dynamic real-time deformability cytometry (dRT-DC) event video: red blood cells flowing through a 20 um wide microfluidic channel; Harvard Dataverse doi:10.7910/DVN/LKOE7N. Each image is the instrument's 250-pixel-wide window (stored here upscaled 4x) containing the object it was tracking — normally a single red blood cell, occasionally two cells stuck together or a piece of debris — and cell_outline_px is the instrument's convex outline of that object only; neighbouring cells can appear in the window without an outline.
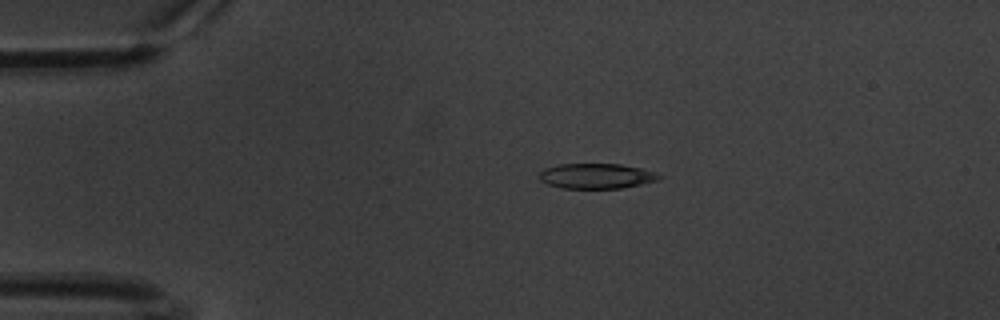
{"species": "common noctule bat (a hibernating species)", "species_latin": "Nyctalus noctula", "temperature_condition": "warm", "stored_images_in_passage": 59, "camera_frame_rate_fps": 3000, "um_per_image_px": 0.085, "animal": {"sex": "male", "body_mass_g": 20.1, "forearm_length_mm": 53.5}, "frame": {"image": 1, "passage_image": 12, "time_ms": 3.667, "image_size_px": [1000, 320], "cell_outline_px": [[664, 176], [656, 180], [624, 188], [560, 188], [548, 184], [540, 180], [540, 172], [544, 168], [560, 164], [620, 164], [640, 168], [656, 172]], "centroid_in_image_um": [50.7, 14.96], "position_along_channel_um": 34.3, "area_um2": 17.51}}
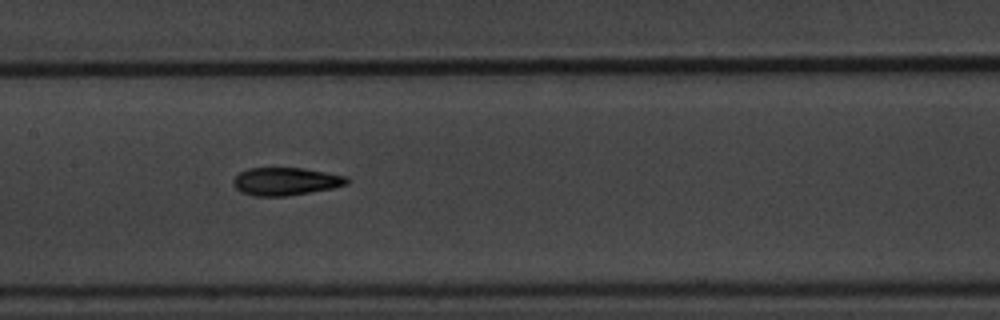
{"frame": {"image": 2, "passage_image": 29, "time_ms": 9.333, "image_size_px": [1000, 320], "cell_outline_px": [[348, 184], [332, 188], [284, 196], [252, 196], [240, 192], [232, 184], [232, 180], [240, 172], [248, 168], [304, 168], [348, 176]], "centroid_in_image_um": [24.26, 15.41], "position_along_channel_um": 183.1, "area_um2": 18.44}}
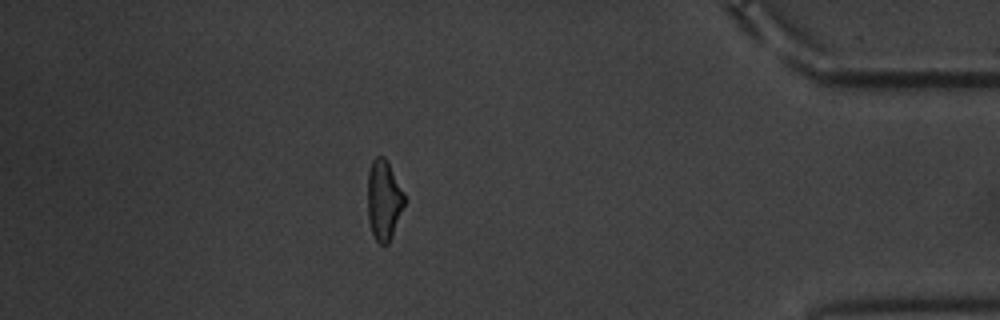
{"frame": {"image": 3, "passage_image": 52, "time_ms": 17.0, "image_size_px": [1000, 320], "cell_outline_px": [[404, 204], [392, 236], [388, 244], [380, 244], [372, 236], [368, 220], [368, 172], [372, 160], [376, 156], [384, 156], [404, 192]], "centroid_in_image_um": [32.6, 17.02], "position_along_channel_um": 402.6, "area_um2": 17.05}, "authors_computed_cell_mechanics": {"area_um2": 17.918, "velocity_mm_per_s": 3.376, "shape_relaxation_time_tau1_ms": 5.6558, "shape_relaxation_time_tau2_ms": 2.8399, "deformation_change_tau1": 0.1802, "deformation_change_tau2": 0.1065}}